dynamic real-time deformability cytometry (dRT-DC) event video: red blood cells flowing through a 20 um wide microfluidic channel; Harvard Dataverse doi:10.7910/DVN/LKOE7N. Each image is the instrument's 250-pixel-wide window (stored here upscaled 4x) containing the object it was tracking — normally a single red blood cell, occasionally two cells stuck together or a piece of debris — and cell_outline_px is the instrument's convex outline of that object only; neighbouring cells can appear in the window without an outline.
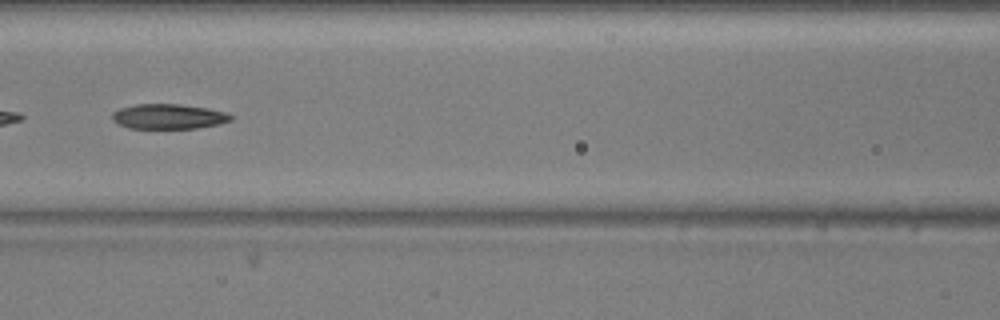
{"species": "common noctule bat (a hibernating species)", "species_latin": "Nyctalus noctula", "temperature_condition": "warm", "stored_images_in_passage": 54, "camera_frame_rate_fps": 3000, "um_per_image_px": 0.085, "animal": {"sex": "male", "body_mass_g": 20.5, "forearm_length_mm": 52.5}, "frame": {"image": 1, "passage_image": 24, "time_ms": 7.667, "image_size_px": [1000, 320], "cell_outline_px": [[232, 120], [220, 124], [196, 128], [128, 128], [112, 120], [112, 112], [120, 108], [136, 104], [180, 104], [208, 108], [228, 112], [232, 116]], "centroid_in_image_um": [14.35, 9.89], "position_along_channel_um": 152.3, "area_um2": 17.34}}